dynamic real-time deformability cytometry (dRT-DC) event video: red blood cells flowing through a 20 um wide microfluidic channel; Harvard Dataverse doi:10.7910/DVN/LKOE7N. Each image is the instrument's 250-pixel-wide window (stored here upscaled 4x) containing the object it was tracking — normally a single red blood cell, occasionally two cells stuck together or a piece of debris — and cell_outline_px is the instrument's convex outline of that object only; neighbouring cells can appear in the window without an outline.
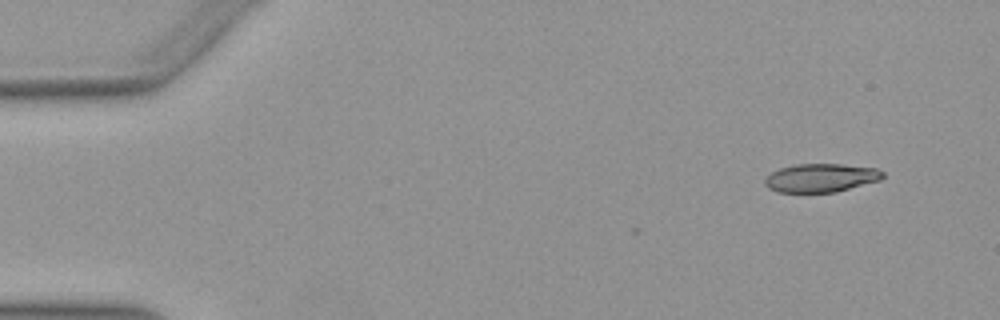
{"species": "Egyptian fruit bat (a non-hibernating species)", "species_latin": "Rousettus aegyptiacus", "temperature_condition": "warm", "stored_images_in_passage": 2, "camera_frame_rate_fps": 3000, "um_per_image_px": 0.085, "animal": {"sex": "female"}, "frame": {"image": 1, "passage_image": 2, "time_ms": 0.333, "image_size_px": [1000, 320], "cell_outline_px": [[884, 176], [880, 180], [836, 192], [776, 192], [768, 188], [764, 184], [764, 180], [772, 172], [780, 168], [796, 164], [840, 164], [876, 168], [884, 172]], "centroid_in_image_um": [69.77, 15.12], "position_along_channel_um": 15.2, "area_um2": 19.54}}